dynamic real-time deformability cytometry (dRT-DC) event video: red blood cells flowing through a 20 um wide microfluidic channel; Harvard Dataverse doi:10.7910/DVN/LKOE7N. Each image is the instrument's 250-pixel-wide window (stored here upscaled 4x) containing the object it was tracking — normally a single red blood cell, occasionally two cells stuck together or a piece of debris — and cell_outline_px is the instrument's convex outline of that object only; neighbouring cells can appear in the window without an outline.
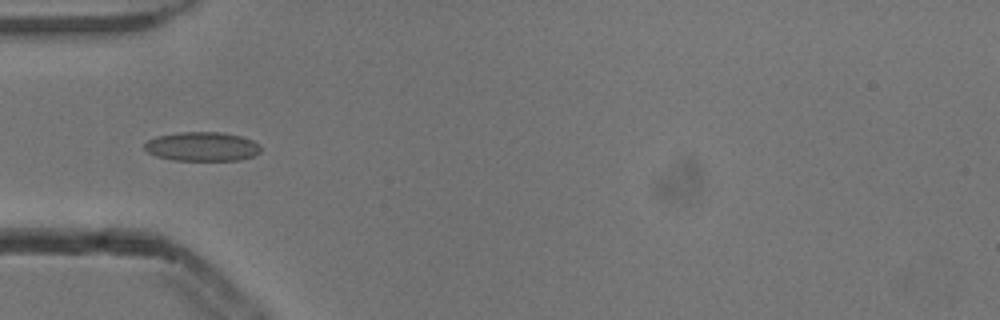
{"species": "common noctule bat (a hibernating species)", "species_latin": "Nyctalus noctula", "temperature_condition": "cold", "stored_images_in_passage": 6, "camera_frame_rate_fps": 3000, "um_per_image_px": 0.085, "animal": {"sex": "male", "body_mass_g": 13.3}, "frame": {"image": 1, "passage_image": 3, "time_ms": 0.667, "image_size_px": [1000, 320], "cell_outline_px": [[260, 152], [252, 156], [240, 160], [172, 160], [156, 156], [148, 152], [144, 148], [144, 144], [148, 140], [156, 136], [180, 132], [220, 132], [240, 136], [252, 140], [260, 144]], "centroid_in_image_um": [17.17, 12.45], "position_along_channel_um": 67.8, "area_um2": 19.71}}
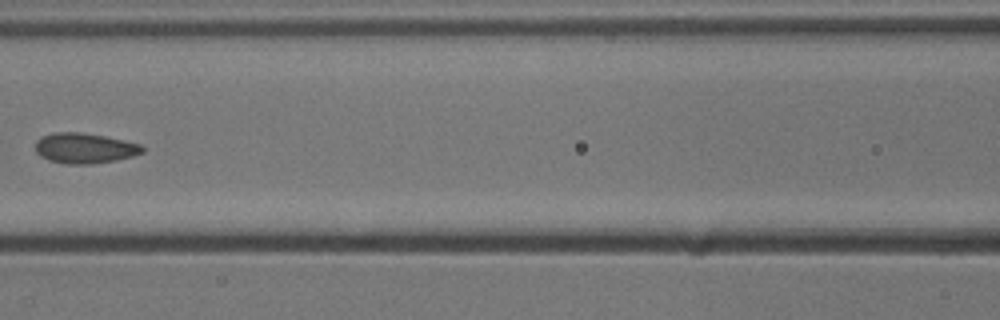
{"frame": {"image": 2, "passage_image": 5, "time_ms": 1.333, "image_size_px": [1000, 320], "cell_outline_px": [[144, 152], [132, 156], [116, 160], [92, 164], [64, 164], [48, 160], [40, 156], [36, 152], [36, 140], [44, 136], [56, 132], [80, 132], [104, 136], [124, 140], [140, 144], [144, 148]], "centroid_in_image_um": [7.19, 12.6], "position_along_channel_um": 159.4, "area_um2": 18.9}}
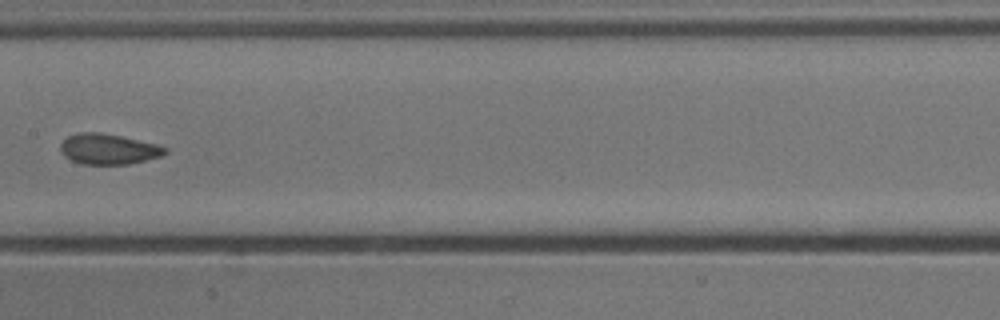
{"frame": {"image": 3, "passage_image": 6, "time_ms": 1.667, "image_size_px": [1000, 320], "cell_outline_px": [[168, 152], [160, 156], [128, 164], [80, 164], [64, 156], [60, 152], [60, 144], [68, 136], [80, 132], [100, 132], [120, 136], [156, 144], [168, 148]], "centroid_in_image_um": [9.18, 12.67], "position_along_channel_um": 198.2, "area_um2": 18.5}}